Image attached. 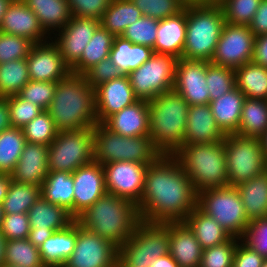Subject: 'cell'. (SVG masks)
Returning a JSON list of instances; mask_svg holds the SVG:
<instances>
[{
	"mask_svg": "<svg viewBox=\"0 0 267 267\" xmlns=\"http://www.w3.org/2000/svg\"><path fill=\"white\" fill-rule=\"evenodd\" d=\"M254 41L249 26L225 23L211 63L235 70L251 62Z\"/></svg>",
	"mask_w": 267,
	"mask_h": 267,
	"instance_id": "4fadbf2b",
	"label": "cell"
},
{
	"mask_svg": "<svg viewBox=\"0 0 267 267\" xmlns=\"http://www.w3.org/2000/svg\"><path fill=\"white\" fill-rule=\"evenodd\" d=\"M230 186H238L265 171L261 139L228 134L223 139Z\"/></svg>",
	"mask_w": 267,
	"mask_h": 267,
	"instance_id": "8fae6325",
	"label": "cell"
},
{
	"mask_svg": "<svg viewBox=\"0 0 267 267\" xmlns=\"http://www.w3.org/2000/svg\"><path fill=\"white\" fill-rule=\"evenodd\" d=\"M136 98L128 75L123 74L95 88V108L98 123L131 106Z\"/></svg>",
	"mask_w": 267,
	"mask_h": 267,
	"instance_id": "ffe728a7",
	"label": "cell"
},
{
	"mask_svg": "<svg viewBox=\"0 0 267 267\" xmlns=\"http://www.w3.org/2000/svg\"><path fill=\"white\" fill-rule=\"evenodd\" d=\"M186 38V6L174 16L159 20L154 53L169 54L180 59Z\"/></svg>",
	"mask_w": 267,
	"mask_h": 267,
	"instance_id": "484cf974",
	"label": "cell"
},
{
	"mask_svg": "<svg viewBox=\"0 0 267 267\" xmlns=\"http://www.w3.org/2000/svg\"><path fill=\"white\" fill-rule=\"evenodd\" d=\"M235 84L245 98L267 100V68L253 61L234 70Z\"/></svg>",
	"mask_w": 267,
	"mask_h": 267,
	"instance_id": "e575fe53",
	"label": "cell"
},
{
	"mask_svg": "<svg viewBox=\"0 0 267 267\" xmlns=\"http://www.w3.org/2000/svg\"><path fill=\"white\" fill-rule=\"evenodd\" d=\"M205 249L227 242L231 236L212 217L196 207L183 221Z\"/></svg>",
	"mask_w": 267,
	"mask_h": 267,
	"instance_id": "f546056e",
	"label": "cell"
},
{
	"mask_svg": "<svg viewBox=\"0 0 267 267\" xmlns=\"http://www.w3.org/2000/svg\"><path fill=\"white\" fill-rule=\"evenodd\" d=\"M244 99L245 95L235 87L209 102L216 124L225 135L238 132Z\"/></svg>",
	"mask_w": 267,
	"mask_h": 267,
	"instance_id": "83f0119b",
	"label": "cell"
},
{
	"mask_svg": "<svg viewBox=\"0 0 267 267\" xmlns=\"http://www.w3.org/2000/svg\"><path fill=\"white\" fill-rule=\"evenodd\" d=\"M114 38V35L100 25L85 47L79 62L71 69V73L84 75L94 65L109 58Z\"/></svg>",
	"mask_w": 267,
	"mask_h": 267,
	"instance_id": "8d00e7d4",
	"label": "cell"
},
{
	"mask_svg": "<svg viewBox=\"0 0 267 267\" xmlns=\"http://www.w3.org/2000/svg\"><path fill=\"white\" fill-rule=\"evenodd\" d=\"M225 136L209 104L189 105L184 144L215 143L223 141Z\"/></svg>",
	"mask_w": 267,
	"mask_h": 267,
	"instance_id": "cb8c5ba5",
	"label": "cell"
},
{
	"mask_svg": "<svg viewBox=\"0 0 267 267\" xmlns=\"http://www.w3.org/2000/svg\"><path fill=\"white\" fill-rule=\"evenodd\" d=\"M12 0H0V23Z\"/></svg>",
	"mask_w": 267,
	"mask_h": 267,
	"instance_id": "03108f58",
	"label": "cell"
},
{
	"mask_svg": "<svg viewBox=\"0 0 267 267\" xmlns=\"http://www.w3.org/2000/svg\"><path fill=\"white\" fill-rule=\"evenodd\" d=\"M74 182L73 217L76 219L88 207L107 193L103 166L91 162L72 172Z\"/></svg>",
	"mask_w": 267,
	"mask_h": 267,
	"instance_id": "d6986e66",
	"label": "cell"
},
{
	"mask_svg": "<svg viewBox=\"0 0 267 267\" xmlns=\"http://www.w3.org/2000/svg\"><path fill=\"white\" fill-rule=\"evenodd\" d=\"M50 40L35 44L26 57L31 81L58 82L71 73L57 46Z\"/></svg>",
	"mask_w": 267,
	"mask_h": 267,
	"instance_id": "ac0fdd59",
	"label": "cell"
},
{
	"mask_svg": "<svg viewBox=\"0 0 267 267\" xmlns=\"http://www.w3.org/2000/svg\"><path fill=\"white\" fill-rule=\"evenodd\" d=\"M261 0H222L225 22L233 25H249Z\"/></svg>",
	"mask_w": 267,
	"mask_h": 267,
	"instance_id": "f6af8a7d",
	"label": "cell"
},
{
	"mask_svg": "<svg viewBox=\"0 0 267 267\" xmlns=\"http://www.w3.org/2000/svg\"><path fill=\"white\" fill-rule=\"evenodd\" d=\"M174 156L197 193L229 185L223 141L183 144Z\"/></svg>",
	"mask_w": 267,
	"mask_h": 267,
	"instance_id": "8992f818",
	"label": "cell"
},
{
	"mask_svg": "<svg viewBox=\"0 0 267 267\" xmlns=\"http://www.w3.org/2000/svg\"><path fill=\"white\" fill-rule=\"evenodd\" d=\"M177 60L169 54L153 53L146 62L128 73L136 98L148 102L162 93L172 91Z\"/></svg>",
	"mask_w": 267,
	"mask_h": 267,
	"instance_id": "7c38bea8",
	"label": "cell"
},
{
	"mask_svg": "<svg viewBox=\"0 0 267 267\" xmlns=\"http://www.w3.org/2000/svg\"><path fill=\"white\" fill-rule=\"evenodd\" d=\"M56 86L57 82L30 80L17 95L39 106L44 111L53 100Z\"/></svg>",
	"mask_w": 267,
	"mask_h": 267,
	"instance_id": "f907efd6",
	"label": "cell"
},
{
	"mask_svg": "<svg viewBox=\"0 0 267 267\" xmlns=\"http://www.w3.org/2000/svg\"><path fill=\"white\" fill-rule=\"evenodd\" d=\"M102 124L112 132L124 137L149 135L148 102L138 100L131 106L125 107L120 112L109 116Z\"/></svg>",
	"mask_w": 267,
	"mask_h": 267,
	"instance_id": "603a6c76",
	"label": "cell"
},
{
	"mask_svg": "<svg viewBox=\"0 0 267 267\" xmlns=\"http://www.w3.org/2000/svg\"><path fill=\"white\" fill-rule=\"evenodd\" d=\"M118 248L77 222L74 250L63 267H115Z\"/></svg>",
	"mask_w": 267,
	"mask_h": 267,
	"instance_id": "5bb4252c",
	"label": "cell"
},
{
	"mask_svg": "<svg viewBox=\"0 0 267 267\" xmlns=\"http://www.w3.org/2000/svg\"><path fill=\"white\" fill-rule=\"evenodd\" d=\"M240 242L236 246L232 267H262L265 258L242 240Z\"/></svg>",
	"mask_w": 267,
	"mask_h": 267,
	"instance_id": "6f0895ef",
	"label": "cell"
},
{
	"mask_svg": "<svg viewBox=\"0 0 267 267\" xmlns=\"http://www.w3.org/2000/svg\"><path fill=\"white\" fill-rule=\"evenodd\" d=\"M267 130V100L245 98L236 134L260 138Z\"/></svg>",
	"mask_w": 267,
	"mask_h": 267,
	"instance_id": "74e56055",
	"label": "cell"
},
{
	"mask_svg": "<svg viewBox=\"0 0 267 267\" xmlns=\"http://www.w3.org/2000/svg\"><path fill=\"white\" fill-rule=\"evenodd\" d=\"M11 180L12 178L10 174L0 173V205L2 204L4 198L7 195V191L11 183Z\"/></svg>",
	"mask_w": 267,
	"mask_h": 267,
	"instance_id": "e7e4bbea",
	"label": "cell"
},
{
	"mask_svg": "<svg viewBox=\"0 0 267 267\" xmlns=\"http://www.w3.org/2000/svg\"><path fill=\"white\" fill-rule=\"evenodd\" d=\"M241 240L267 259V217L251 220Z\"/></svg>",
	"mask_w": 267,
	"mask_h": 267,
	"instance_id": "f5cc1de1",
	"label": "cell"
},
{
	"mask_svg": "<svg viewBox=\"0 0 267 267\" xmlns=\"http://www.w3.org/2000/svg\"><path fill=\"white\" fill-rule=\"evenodd\" d=\"M29 81L26 58L0 64V97L17 95Z\"/></svg>",
	"mask_w": 267,
	"mask_h": 267,
	"instance_id": "60d3db41",
	"label": "cell"
},
{
	"mask_svg": "<svg viewBox=\"0 0 267 267\" xmlns=\"http://www.w3.org/2000/svg\"><path fill=\"white\" fill-rule=\"evenodd\" d=\"M197 207L215 219L231 237L241 240L244 236L250 221L236 187L228 185L199 192Z\"/></svg>",
	"mask_w": 267,
	"mask_h": 267,
	"instance_id": "ba28073f",
	"label": "cell"
},
{
	"mask_svg": "<svg viewBox=\"0 0 267 267\" xmlns=\"http://www.w3.org/2000/svg\"><path fill=\"white\" fill-rule=\"evenodd\" d=\"M26 142L49 146L57 137L58 130L50 114L44 110L23 128Z\"/></svg>",
	"mask_w": 267,
	"mask_h": 267,
	"instance_id": "7bdbcfd3",
	"label": "cell"
},
{
	"mask_svg": "<svg viewBox=\"0 0 267 267\" xmlns=\"http://www.w3.org/2000/svg\"><path fill=\"white\" fill-rule=\"evenodd\" d=\"M107 193L134 202L142 198L145 175L149 164L116 161L102 165Z\"/></svg>",
	"mask_w": 267,
	"mask_h": 267,
	"instance_id": "9a60e30c",
	"label": "cell"
},
{
	"mask_svg": "<svg viewBox=\"0 0 267 267\" xmlns=\"http://www.w3.org/2000/svg\"><path fill=\"white\" fill-rule=\"evenodd\" d=\"M24 1L35 13L48 36L51 32L60 31L72 17L67 0ZM50 30L51 32H49Z\"/></svg>",
	"mask_w": 267,
	"mask_h": 267,
	"instance_id": "4dcf8cb0",
	"label": "cell"
},
{
	"mask_svg": "<svg viewBox=\"0 0 267 267\" xmlns=\"http://www.w3.org/2000/svg\"><path fill=\"white\" fill-rule=\"evenodd\" d=\"M265 172L267 173V158H266V162H265Z\"/></svg>",
	"mask_w": 267,
	"mask_h": 267,
	"instance_id": "11e5206c",
	"label": "cell"
},
{
	"mask_svg": "<svg viewBox=\"0 0 267 267\" xmlns=\"http://www.w3.org/2000/svg\"><path fill=\"white\" fill-rule=\"evenodd\" d=\"M153 53V49L149 46L132 44L122 36H116L109 58L123 74L127 75L146 62Z\"/></svg>",
	"mask_w": 267,
	"mask_h": 267,
	"instance_id": "d6a6232c",
	"label": "cell"
},
{
	"mask_svg": "<svg viewBox=\"0 0 267 267\" xmlns=\"http://www.w3.org/2000/svg\"><path fill=\"white\" fill-rule=\"evenodd\" d=\"M73 186L72 173L49 172L41 186V196L46 201L65 208L73 216Z\"/></svg>",
	"mask_w": 267,
	"mask_h": 267,
	"instance_id": "836d02e7",
	"label": "cell"
},
{
	"mask_svg": "<svg viewBox=\"0 0 267 267\" xmlns=\"http://www.w3.org/2000/svg\"><path fill=\"white\" fill-rule=\"evenodd\" d=\"M93 128L61 131L48 146V171L72 173L94 161Z\"/></svg>",
	"mask_w": 267,
	"mask_h": 267,
	"instance_id": "9c48e42d",
	"label": "cell"
},
{
	"mask_svg": "<svg viewBox=\"0 0 267 267\" xmlns=\"http://www.w3.org/2000/svg\"><path fill=\"white\" fill-rule=\"evenodd\" d=\"M195 3H219L222 0H189Z\"/></svg>",
	"mask_w": 267,
	"mask_h": 267,
	"instance_id": "2644e50d",
	"label": "cell"
},
{
	"mask_svg": "<svg viewBox=\"0 0 267 267\" xmlns=\"http://www.w3.org/2000/svg\"><path fill=\"white\" fill-rule=\"evenodd\" d=\"M0 31L27 38L34 44L48 40L39 19L24 0L11 1L2 17Z\"/></svg>",
	"mask_w": 267,
	"mask_h": 267,
	"instance_id": "44dd1931",
	"label": "cell"
},
{
	"mask_svg": "<svg viewBox=\"0 0 267 267\" xmlns=\"http://www.w3.org/2000/svg\"><path fill=\"white\" fill-rule=\"evenodd\" d=\"M142 16L131 0H111L100 19V25L115 37L121 36L131 23Z\"/></svg>",
	"mask_w": 267,
	"mask_h": 267,
	"instance_id": "d590c367",
	"label": "cell"
},
{
	"mask_svg": "<svg viewBox=\"0 0 267 267\" xmlns=\"http://www.w3.org/2000/svg\"><path fill=\"white\" fill-rule=\"evenodd\" d=\"M252 61L267 68V34L255 37Z\"/></svg>",
	"mask_w": 267,
	"mask_h": 267,
	"instance_id": "91938a15",
	"label": "cell"
},
{
	"mask_svg": "<svg viewBox=\"0 0 267 267\" xmlns=\"http://www.w3.org/2000/svg\"><path fill=\"white\" fill-rule=\"evenodd\" d=\"M248 26L255 37L267 34V0H261L254 17Z\"/></svg>",
	"mask_w": 267,
	"mask_h": 267,
	"instance_id": "680465c9",
	"label": "cell"
},
{
	"mask_svg": "<svg viewBox=\"0 0 267 267\" xmlns=\"http://www.w3.org/2000/svg\"><path fill=\"white\" fill-rule=\"evenodd\" d=\"M150 267H179L170 254L163 255L151 261Z\"/></svg>",
	"mask_w": 267,
	"mask_h": 267,
	"instance_id": "be15d7a7",
	"label": "cell"
},
{
	"mask_svg": "<svg viewBox=\"0 0 267 267\" xmlns=\"http://www.w3.org/2000/svg\"><path fill=\"white\" fill-rule=\"evenodd\" d=\"M236 188L249 221L267 216V173L265 171Z\"/></svg>",
	"mask_w": 267,
	"mask_h": 267,
	"instance_id": "1f68e13d",
	"label": "cell"
},
{
	"mask_svg": "<svg viewBox=\"0 0 267 267\" xmlns=\"http://www.w3.org/2000/svg\"><path fill=\"white\" fill-rule=\"evenodd\" d=\"M169 254V222L140 221L132 236L118 249L130 267H150L151 261Z\"/></svg>",
	"mask_w": 267,
	"mask_h": 267,
	"instance_id": "30bf717a",
	"label": "cell"
},
{
	"mask_svg": "<svg viewBox=\"0 0 267 267\" xmlns=\"http://www.w3.org/2000/svg\"><path fill=\"white\" fill-rule=\"evenodd\" d=\"M34 45L27 38L0 31V64L26 58Z\"/></svg>",
	"mask_w": 267,
	"mask_h": 267,
	"instance_id": "681fc988",
	"label": "cell"
},
{
	"mask_svg": "<svg viewBox=\"0 0 267 267\" xmlns=\"http://www.w3.org/2000/svg\"><path fill=\"white\" fill-rule=\"evenodd\" d=\"M0 267H15V266H10V265H7V264H2Z\"/></svg>",
	"mask_w": 267,
	"mask_h": 267,
	"instance_id": "34e18365",
	"label": "cell"
},
{
	"mask_svg": "<svg viewBox=\"0 0 267 267\" xmlns=\"http://www.w3.org/2000/svg\"><path fill=\"white\" fill-rule=\"evenodd\" d=\"M238 240L231 237L221 245L203 249L200 267H232Z\"/></svg>",
	"mask_w": 267,
	"mask_h": 267,
	"instance_id": "c3c4849f",
	"label": "cell"
},
{
	"mask_svg": "<svg viewBox=\"0 0 267 267\" xmlns=\"http://www.w3.org/2000/svg\"><path fill=\"white\" fill-rule=\"evenodd\" d=\"M40 196V186L11 180L1 206L4 214L27 213Z\"/></svg>",
	"mask_w": 267,
	"mask_h": 267,
	"instance_id": "f35d334b",
	"label": "cell"
},
{
	"mask_svg": "<svg viewBox=\"0 0 267 267\" xmlns=\"http://www.w3.org/2000/svg\"><path fill=\"white\" fill-rule=\"evenodd\" d=\"M122 75L123 72L116 67L110 58L100 61L84 74L93 89Z\"/></svg>",
	"mask_w": 267,
	"mask_h": 267,
	"instance_id": "11a10c76",
	"label": "cell"
},
{
	"mask_svg": "<svg viewBox=\"0 0 267 267\" xmlns=\"http://www.w3.org/2000/svg\"><path fill=\"white\" fill-rule=\"evenodd\" d=\"M100 26V20L94 18L72 16L69 22L57 34L53 43L62 55L64 63L72 69Z\"/></svg>",
	"mask_w": 267,
	"mask_h": 267,
	"instance_id": "2e32d148",
	"label": "cell"
},
{
	"mask_svg": "<svg viewBox=\"0 0 267 267\" xmlns=\"http://www.w3.org/2000/svg\"><path fill=\"white\" fill-rule=\"evenodd\" d=\"M76 221L119 249L134 233L140 216L134 202L106 193L81 213Z\"/></svg>",
	"mask_w": 267,
	"mask_h": 267,
	"instance_id": "3957f363",
	"label": "cell"
},
{
	"mask_svg": "<svg viewBox=\"0 0 267 267\" xmlns=\"http://www.w3.org/2000/svg\"><path fill=\"white\" fill-rule=\"evenodd\" d=\"M5 98L7 99L9 106V117L12 127L22 129L43 111L39 106L26 99L20 98L18 95H12Z\"/></svg>",
	"mask_w": 267,
	"mask_h": 267,
	"instance_id": "816d5d0a",
	"label": "cell"
},
{
	"mask_svg": "<svg viewBox=\"0 0 267 267\" xmlns=\"http://www.w3.org/2000/svg\"><path fill=\"white\" fill-rule=\"evenodd\" d=\"M143 16L157 20L174 16L181 12L189 0H131Z\"/></svg>",
	"mask_w": 267,
	"mask_h": 267,
	"instance_id": "7dc6e473",
	"label": "cell"
},
{
	"mask_svg": "<svg viewBox=\"0 0 267 267\" xmlns=\"http://www.w3.org/2000/svg\"><path fill=\"white\" fill-rule=\"evenodd\" d=\"M30 228L27 213L4 214L0 226V234L6 240L27 239Z\"/></svg>",
	"mask_w": 267,
	"mask_h": 267,
	"instance_id": "db71d44e",
	"label": "cell"
},
{
	"mask_svg": "<svg viewBox=\"0 0 267 267\" xmlns=\"http://www.w3.org/2000/svg\"><path fill=\"white\" fill-rule=\"evenodd\" d=\"M5 242L6 239L0 234V266L3 264L4 260Z\"/></svg>",
	"mask_w": 267,
	"mask_h": 267,
	"instance_id": "003e7915",
	"label": "cell"
},
{
	"mask_svg": "<svg viewBox=\"0 0 267 267\" xmlns=\"http://www.w3.org/2000/svg\"><path fill=\"white\" fill-rule=\"evenodd\" d=\"M46 111L59 132L93 128L98 123L95 89L84 75L70 73L57 82L53 100Z\"/></svg>",
	"mask_w": 267,
	"mask_h": 267,
	"instance_id": "7a4b0ae2",
	"label": "cell"
},
{
	"mask_svg": "<svg viewBox=\"0 0 267 267\" xmlns=\"http://www.w3.org/2000/svg\"><path fill=\"white\" fill-rule=\"evenodd\" d=\"M55 231H42L38 228H30L29 241L36 247H39L48 239Z\"/></svg>",
	"mask_w": 267,
	"mask_h": 267,
	"instance_id": "94428289",
	"label": "cell"
},
{
	"mask_svg": "<svg viewBox=\"0 0 267 267\" xmlns=\"http://www.w3.org/2000/svg\"><path fill=\"white\" fill-rule=\"evenodd\" d=\"M11 127L7 99L0 97V132Z\"/></svg>",
	"mask_w": 267,
	"mask_h": 267,
	"instance_id": "6125c7cd",
	"label": "cell"
},
{
	"mask_svg": "<svg viewBox=\"0 0 267 267\" xmlns=\"http://www.w3.org/2000/svg\"><path fill=\"white\" fill-rule=\"evenodd\" d=\"M26 144L23 130L10 127L0 132V173L11 174Z\"/></svg>",
	"mask_w": 267,
	"mask_h": 267,
	"instance_id": "ab89813d",
	"label": "cell"
},
{
	"mask_svg": "<svg viewBox=\"0 0 267 267\" xmlns=\"http://www.w3.org/2000/svg\"><path fill=\"white\" fill-rule=\"evenodd\" d=\"M48 174V146L26 142L10 174L12 180L41 187Z\"/></svg>",
	"mask_w": 267,
	"mask_h": 267,
	"instance_id": "7402d4cb",
	"label": "cell"
},
{
	"mask_svg": "<svg viewBox=\"0 0 267 267\" xmlns=\"http://www.w3.org/2000/svg\"><path fill=\"white\" fill-rule=\"evenodd\" d=\"M31 228L42 231H59L67 228L76 219L65 208L46 201L42 196L27 212Z\"/></svg>",
	"mask_w": 267,
	"mask_h": 267,
	"instance_id": "f1b7e54d",
	"label": "cell"
},
{
	"mask_svg": "<svg viewBox=\"0 0 267 267\" xmlns=\"http://www.w3.org/2000/svg\"><path fill=\"white\" fill-rule=\"evenodd\" d=\"M159 20L142 16L134 23H131L121 35L132 44L149 46L155 45Z\"/></svg>",
	"mask_w": 267,
	"mask_h": 267,
	"instance_id": "bcb514c9",
	"label": "cell"
},
{
	"mask_svg": "<svg viewBox=\"0 0 267 267\" xmlns=\"http://www.w3.org/2000/svg\"><path fill=\"white\" fill-rule=\"evenodd\" d=\"M225 17L219 3L186 4V38L181 58L211 62Z\"/></svg>",
	"mask_w": 267,
	"mask_h": 267,
	"instance_id": "5b68a950",
	"label": "cell"
},
{
	"mask_svg": "<svg viewBox=\"0 0 267 267\" xmlns=\"http://www.w3.org/2000/svg\"><path fill=\"white\" fill-rule=\"evenodd\" d=\"M261 145L264 152L265 159L267 158V130L265 133L260 137Z\"/></svg>",
	"mask_w": 267,
	"mask_h": 267,
	"instance_id": "a7ac6f4b",
	"label": "cell"
},
{
	"mask_svg": "<svg viewBox=\"0 0 267 267\" xmlns=\"http://www.w3.org/2000/svg\"><path fill=\"white\" fill-rule=\"evenodd\" d=\"M115 267H130L119 255H117Z\"/></svg>",
	"mask_w": 267,
	"mask_h": 267,
	"instance_id": "89a4df30",
	"label": "cell"
},
{
	"mask_svg": "<svg viewBox=\"0 0 267 267\" xmlns=\"http://www.w3.org/2000/svg\"><path fill=\"white\" fill-rule=\"evenodd\" d=\"M3 218H4V211L2 209V206L0 205V226H1V222H2Z\"/></svg>",
	"mask_w": 267,
	"mask_h": 267,
	"instance_id": "8c879c8a",
	"label": "cell"
},
{
	"mask_svg": "<svg viewBox=\"0 0 267 267\" xmlns=\"http://www.w3.org/2000/svg\"><path fill=\"white\" fill-rule=\"evenodd\" d=\"M3 264L15 267H45L39 248L29 239L6 240Z\"/></svg>",
	"mask_w": 267,
	"mask_h": 267,
	"instance_id": "b9f144b4",
	"label": "cell"
},
{
	"mask_svg": "<svg viewBox=\"0 0 267 267\" xmlns=\"http://www.w3.org/2000/svg\"><path fill=\"white\" fill-rule=\"evenodd\" d=\"M94 162L101 165L116 161L151 164L160 153L154 148L150 136L124 137L114 133L102 123L93 127Z\"/></svg>",
	"mask_w": 267,
	"mask_h": 267,
	"instance_id": "52a82bcc",
	"label": "cell"
},
{
	"mask_svg": "<svg viewBox=\"0 0 267 267\" xmlns=\"http://www.w3.org/2000/svg\"><path fill=\"white\" fill-rule=\"evenodd\" d=\"M169 254L179 267H200L203 248L184 222H169Z\"/></svg>",
	"mask_w": 267,
	"mask_h": 267,
	"instance_id": "d4e9b609",
	"label": "cell"
},
{
	"mask_svg": "<svg viewBox=\"0 0 267 267\" xmlns=\"http://www.w3.org/2000/svg\"><path fill=\"white\" fill-rule=\"evenodd\" d=\"M206 84L209 90L210 102L218 99L236 87L234 69L207 61Z\"/></svg>",
	"mask_w": 267,
	"mask_h": 267,
	"instance_id": "ee69618b",
	"label": "cell"
},
{
	"mask_svg": "<svg viewBox=\"0 0 267 267\" xmlns=\"http://www.w3.org/2000/svg\"><path fill=\"white\" fill-rule=\"evenodd\" d=\"M150 141L164 155H174L184 144L189 104L174 90L148 101Z\"/></svg>",
	"mask_w": 267,
	"mask_h": 267,
	"instance_id": "277c9868",
	"label": "cell"
},
{
	"mask_svg": "<svg viewBox=\"0 0 267 267\" xmlns=\"http://www.w3.org/2000/svg\"><path fill=\"white\" fill-rule=\"evenodd\" d=\"M76 238V220L67 228L55 231L38 247L43 265L45 267H63L74 250Z\"/></svg>",
	"mask_w": 267,
	"mask_h": 267,
	"instance_id": "4316f807",
	"label": "cell"
},
{
	"mask_svg": "<svg viewBox=\"0 0 267 267\" xmlns=\"http://www.w3.org/2000/svg\"><path fill=\"white\" fill-rule=\"evenodd\" d=\"M262 267H267V259L264 260Z\"/></svg>",
	"mask_w": 267,
	"mask_h": 267,
	"instance_id": "753ad0ef",
	"label": "cell"
},
{
	"mask_svg": "<svg viewBox=\"0 0 267 267\" xmlns=\"http://www.w3.org/2000/svg\"><path fill=\"white\" fill-rule=\"evenodd\" d=\"M72 16L101 19L111 0H67Z\"/></svg>",
	"mask_w": 267,
	"mask_h": 267,
	"instance_id": "9f6ffc18",
	"label": "cell"
},
{
	"mask_svg": "<svg viewBox=\"0 0 267 267\" xmlns=\"http://www.w3.org/2000/svg\"><path fill=\"white\" fill-rule=\"evenodd\" d=\"M197 197L177 158L160 154L146 171L142 198L137 204L140 221L183 222L197 207Z\"/></svg>",
	"mask_w": 267,
	"mask_h": 267,
	"instance_id": "6da1fadb",
	"label": "cell"
},
{
	"mask_svg": "<svg viewBox=\"0 0 267 267\" xmlns=\"http://www.w3.org/2000/svg\"><path fill=\"white\" fill-rule=\"evenodd\" d=\"M207 61L177 60L173 90L189 105L209 104L210 95L206 84Z\"/></svg>",
	"mask_w": 267,
	"mask_h": 267,
	"instance_id": "e0dca14e",
	"label": "cell"
}]
</instances>
